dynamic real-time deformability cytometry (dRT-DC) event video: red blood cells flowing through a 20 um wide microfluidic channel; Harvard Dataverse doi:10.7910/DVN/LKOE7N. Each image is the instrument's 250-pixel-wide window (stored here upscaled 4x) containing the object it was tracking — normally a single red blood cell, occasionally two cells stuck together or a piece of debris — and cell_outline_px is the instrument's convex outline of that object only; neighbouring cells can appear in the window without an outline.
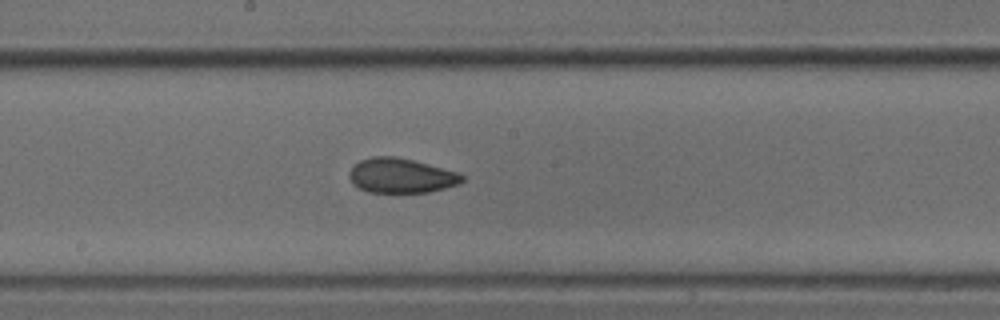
{"species": "common noctule bat (a hibernating species)", "species_latin": "Nyctalus noctula", "temperature_condition": "cold", "stored_images_in_passage": 7, "camera_frame_rate_fps": 3000, "um_per_image_px": 0.085, "animal": {"sex": "male", "body_mass_g": 18.8}, "frame": {"image": 1, "passage_image": 7, "time_ms": 2.0, "image_size_px": [1000, 320], "cell_outline_px": [[464, 180], [460, 184], [428, 192], [368, 192], [352, 184], [348, 176], [348, 172], [352, 164], [360, 160], [372, 156], [396, 156], [428, 164], [456, 172], [464, 176]], "centroid_in_image_um": [34.03, 14.92], "position_along_channel_um": 214.2, "area_um2": 22.89}}